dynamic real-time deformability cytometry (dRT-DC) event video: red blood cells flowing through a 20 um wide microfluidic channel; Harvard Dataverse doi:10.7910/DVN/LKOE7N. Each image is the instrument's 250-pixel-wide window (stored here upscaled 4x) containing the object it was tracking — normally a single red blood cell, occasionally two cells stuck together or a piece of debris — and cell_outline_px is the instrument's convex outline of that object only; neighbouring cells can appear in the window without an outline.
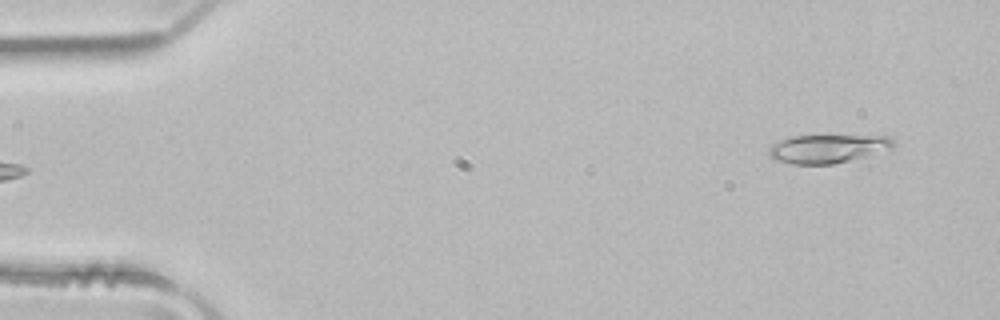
{"species": "common noctule bat (a hibernating species)", "species_latin": "Nyctalus noctula", "temperature_condition": "room temperature", "stored_images_in_passage": 3, "camera_frame_rate_fps": 3000, "um_per_image_px": 0.085, "animal": {"sex": "male", "body_mass_g": 21.5, "forearm_length_mm": 52.0}, "frame": {"image": 1, "passage_image": 1, "time_ms": 0.0, "image_size_px": [1000, 320], "cell_outline_px": [[896, 148], [832, 164], [792, 164], [776, 160], [768, 156], [768, 148], [772, 144], [788, 136], [888, 136], [896, 144]], "centroid_in_image_um": [70.32, 12.63], "position_along_channel_um": 14.7, "area_um2": 20.63}}
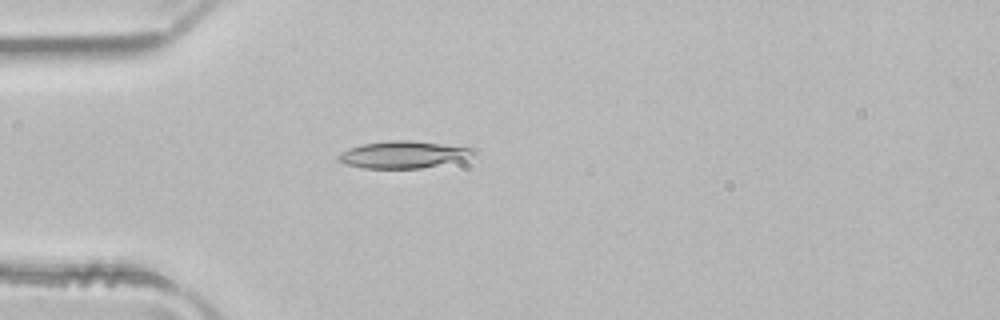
{"frame": {"image": 2, "passage_image": 3, "time_ms": 0.667, "image_size_px": [1000, 320], "cell_outline_px": [[476, 152], [468, 156], [420, 168], [364, 168], [344, 164], [336, 156], [340, 152], [360, 144], [388, 140], [408, 140], [476, 148]], "centroid_in_image_um": [34.16, 13.12], "position_along_channel_um": 50.8, "area_um2": 20.75}}